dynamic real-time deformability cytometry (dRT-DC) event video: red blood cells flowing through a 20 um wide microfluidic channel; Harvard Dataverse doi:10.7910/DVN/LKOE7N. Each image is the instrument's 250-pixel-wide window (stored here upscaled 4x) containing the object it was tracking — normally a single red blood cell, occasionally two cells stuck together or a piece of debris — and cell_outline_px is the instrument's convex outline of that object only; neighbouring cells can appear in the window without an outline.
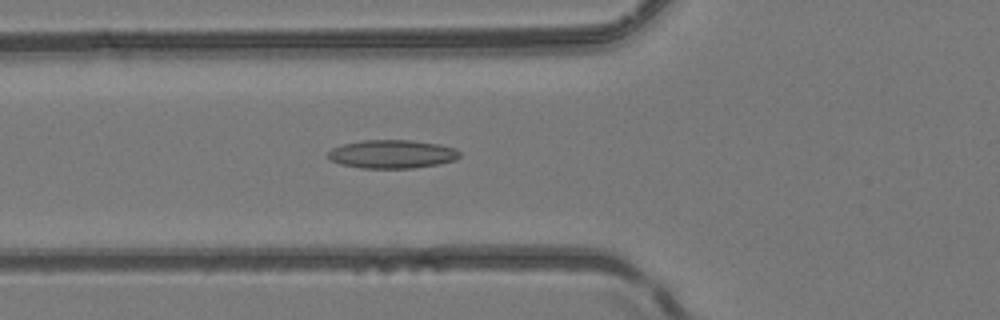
{"species": "common noctule bat (a hibernating species)", "species_latin": "Nyctalus noctula", "temperature_condition": "room temperature", "stored_images_in_passage": 46, "camera_frame_rate_fps": 3000, "um_per_image_px": 0.085, "animal": {"sex": "female", "body_mass_g": 24.6, "forearm_length_mm": 56.2}, "frame": {"image": 1, "passage_image": 15, "time_ms": 4.667, "image_size_px": [1000, 320], "cell_outline_px": [[460, 156], [456, 160], [436, 164], [412, 168], [360, 168], [340, 164], [332, 160], [328, 156], [328, 152], [332, 148], [344, 144], [364, 140], [412, 140], [440, 144], [456, 148], [460, 152]], "centroid_in_image_um": [33.35, 13.09], "position_along_channel_um": 92.4, "area_um2": 21.79}}
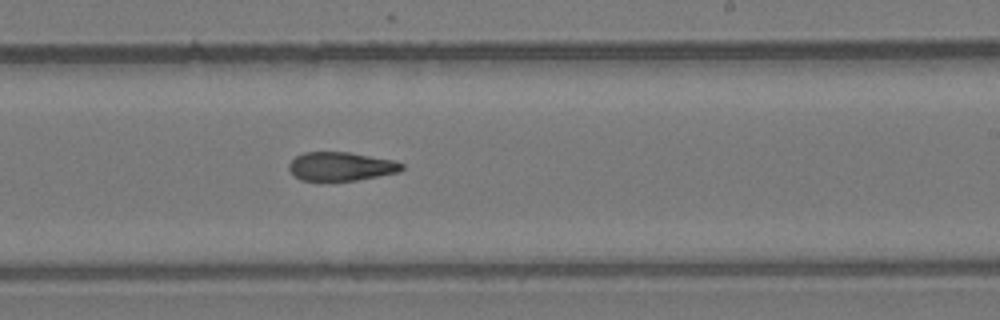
{"frame": {"image": 2, "passage_image": 27, "time_ms": 8.667, "image_size_px": [1000, 320], "cell_outline_px": [[404, 168], [400, 172], [356, 180], [300, 180], [288, 168], [288, 164], [296, 156], [304, 152], [348, 152], [396, 160], [404, 164]], "centroid_in_image_um": [29.02, 14.13], "position_along_channel_um": 260.0, "area_um2": 18.84}}
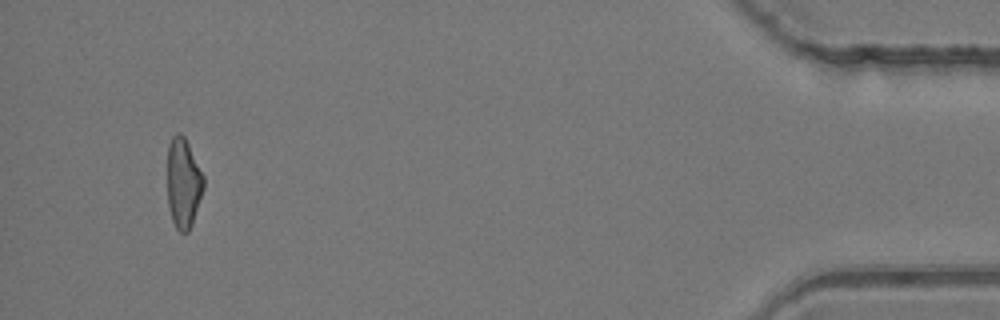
{"frame": {"image": 3, "passage_image": 44, "time_ms": 14.333, "image_size_px": [1000, 320], "cell_outline_px": [[204, 188], [192, 224], [188, 232], [180, 232], [176, 228], [172, 220], [168, 204], [168, 144], [172, 136], [176, 132], [180, 132], [184, 136], [204, 176]], "centroid_in_image_um": [15.58, 15.55], "position_along_channel_um": 419.6, "area_um2": 18.96}, "authors_computed_cell_mechanics": {"area_um2": 19.9988, "velocity_mm_per_s": 4.1803, "shape_relaxation_time_tau1_ms": null, "shape_relaxation_time_tau2_ms": 2.3851, "deformation_change_tau1": null, "deformation_change_tau2": 0.111}}